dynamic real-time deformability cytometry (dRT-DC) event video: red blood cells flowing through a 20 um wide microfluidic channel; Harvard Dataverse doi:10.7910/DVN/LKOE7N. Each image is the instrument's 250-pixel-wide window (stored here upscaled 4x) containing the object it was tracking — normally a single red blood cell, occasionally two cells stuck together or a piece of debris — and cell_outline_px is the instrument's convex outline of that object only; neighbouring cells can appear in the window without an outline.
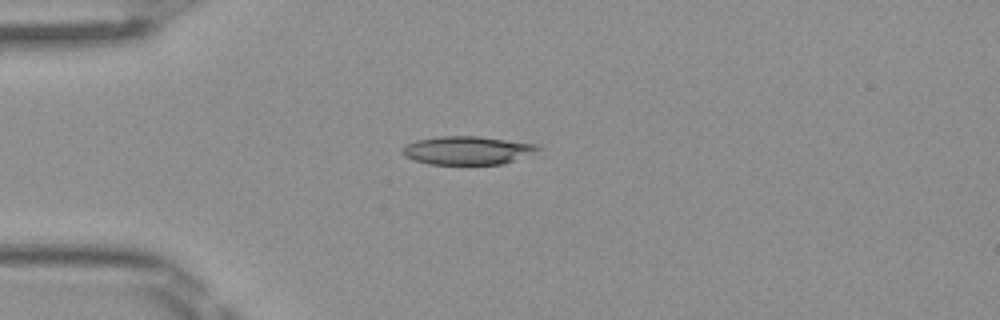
{"species": "Egyptian fruit bat (a non-hibernating species)", "species_latin": "Rousettus aegyptiacus", "temperature_condition": "room temperature", "stored_images_in_passage": 4, "camera_frame_rate_fps": 3000, "um_per_image_px": 0.085, "frame": {"image": 1, "passage_image": 3, "time_ms": 0.667, "image_size_px": [1000, 320], "cell_outline_px": [[544, 148], [504, 164], [428, 164], [404, 156], [400, 152], [400, 148], [416, 140], [440, 136], [476, 136], [536, 144]], "centroid_in_image_um": [39.69, 12.78], "position_along_channel_um": 45.3, "area_um2": 22.25}}